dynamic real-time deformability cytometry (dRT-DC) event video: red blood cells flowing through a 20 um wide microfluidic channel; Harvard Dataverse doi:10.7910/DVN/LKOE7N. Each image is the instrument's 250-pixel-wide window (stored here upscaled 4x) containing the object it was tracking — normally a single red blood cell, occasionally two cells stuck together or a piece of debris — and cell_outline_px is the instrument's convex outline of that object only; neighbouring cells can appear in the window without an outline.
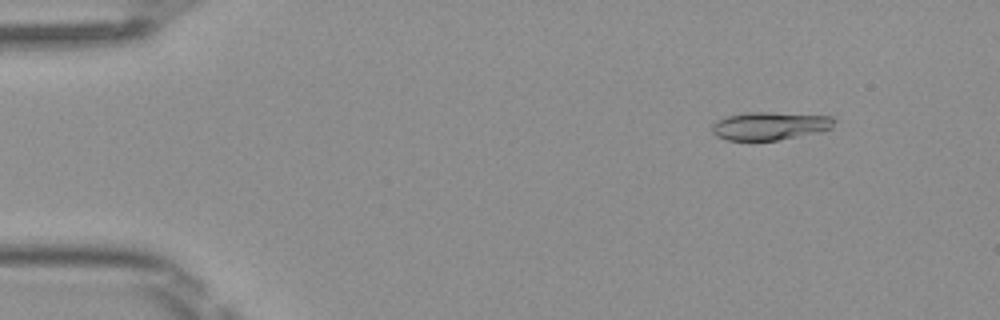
{"species": "Egyptian fruit bat (a non-hibernating species)", "species_latin": "Rousettus aegyptiacus", "temperature_condition": "room temperature", "stored_images_in_passage": 50, "camera_frame_rate_fps": 3000, "um_per_image_px": 0.085, "frame": {"image": 1, "passage_image": 6, "time_ms": 1.667, "image_size_px": [1000, 320], "cell_outline_px": [[836, 120], [832, 128], [820, 132], [776, 140], [728, 140], [716, 136], [712, 132], [712, 124], [716, 120], [728, 116], [748, 112], [772, 112], [832, 116]], "centroid_in_image_um": [65.45, 10.69], "position_along_channel_um": 19.6, "area_um2": 20.0}}
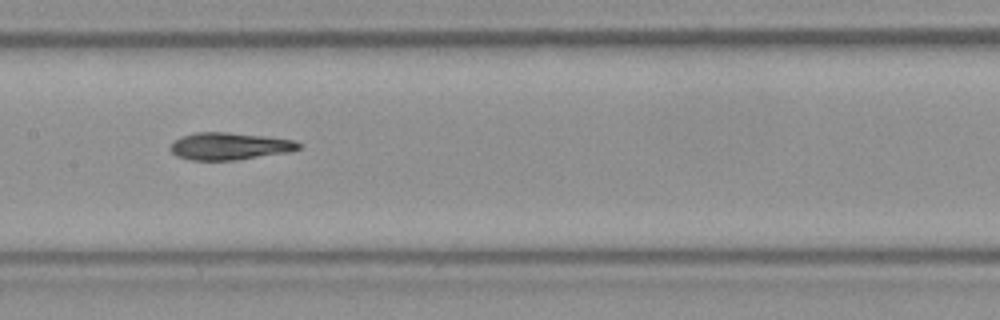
{"frame": {"image": 2, "passage_image": 25, "time_ms": 8.0, "image_size_px": [1000, 320], "cell_outline_px": [[300, 148], [292, 152], [236, 160], [188, 160], [176, 156], [168, 148], [176, 140], [184, 136], [196, 132], [228, 132], [264, 136], [296, 140], [300, 144]], "centroid_in_image_um": [19.54, 12.43], "position_along_channel_um": 187.9, "area_um2": 20.46}}
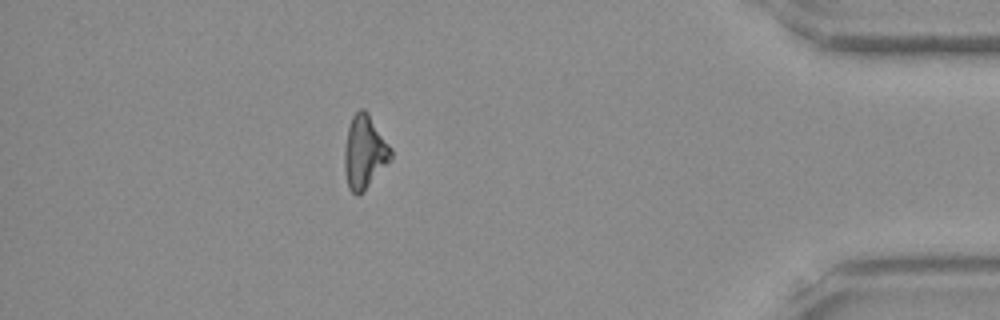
{"frame": {"image": 3, "passage_image": 44, "time_ms": 14.333, "image_size_px": [1000, 320], "cell_outline_px": [[392, 160], [360, 196], [356, 196], [348, 188], [344, 168], [344, 148], [348, 128], [352, 116], [360, 108], [364, 108], [368, 112], [392, 148]], "centroid_in_image_um": [30.99, 12.95], "position_along_channel_um": 404.2, "area_um2": 20.23}, "authors_computed_cell_mechanics": {"area_um2": 20.1722, "velocity_mm_per_s": 4.1162, "shape_relaxation_time_tau1_ms": 3.6353, "shape_relaxation_time_tau2_ms": 3.1898, "deformation_change_tau1": 0.1368, "deformation_change_tau2": 0.0951}}